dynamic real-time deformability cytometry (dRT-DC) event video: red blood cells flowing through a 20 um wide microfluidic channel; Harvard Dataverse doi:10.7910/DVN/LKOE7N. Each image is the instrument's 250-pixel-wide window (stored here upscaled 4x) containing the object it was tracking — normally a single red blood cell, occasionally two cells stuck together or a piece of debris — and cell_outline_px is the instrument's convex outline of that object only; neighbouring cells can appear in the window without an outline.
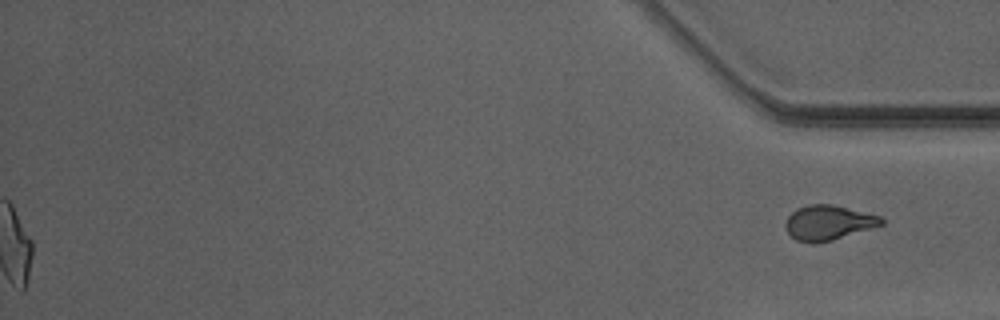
{"species": "Egyptian fruit bat (a non-hibernating species)", "species_latin": "Rousettus aegyptiacus", "temperature_condition": "warm", "stored_images_in_passage": 34, "segment_of_instrument_passage": [2, 2], "camera_frame_rate_fps": 3000, "um_per_image_px": 0.085, "animal": {"sex": "male"}, "frame": {"image": 1, "passage_image": 34, "time_ms": 11.0, "image_size_px": [1000, 320], "cell_outline_px": [[884, 224], [832, 240], [816, 244], [812, 244], [796, 240], [784, 228], [784, 224], [788, 216], [796, 208], [808, 204], [832, 204], [880, 216], [884, 220]], "centroid_in_image_um": [70.37, 18.93], "position_along_channel_um": 364.8, "area_um2": 19.48}}